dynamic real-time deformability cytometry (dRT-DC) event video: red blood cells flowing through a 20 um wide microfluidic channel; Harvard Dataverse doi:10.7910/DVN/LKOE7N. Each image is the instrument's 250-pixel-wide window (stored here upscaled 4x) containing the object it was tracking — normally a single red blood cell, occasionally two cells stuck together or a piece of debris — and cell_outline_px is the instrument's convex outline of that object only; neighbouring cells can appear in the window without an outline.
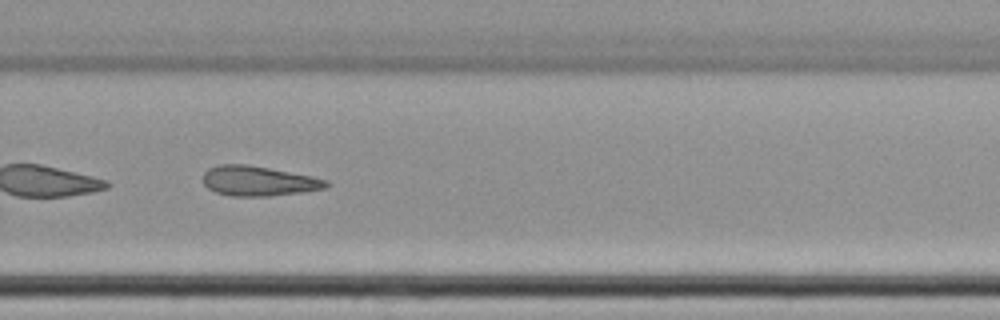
{"species": "common noctule bat (a hibernating species)", "species_latin": "Nyctalus noctula", "temperature_condition": "cold", "stored_images_in_passage": 62, "camera_frame_rate_fps": 3000, "um_per_image_px": 0.085, "animal": {"sex": "female", "body_mass_g": 22.7, "forearm_length_mm": 54.2}, "frame": {"image": 1, "passage_image": 45, "time_ms": 14.667, "image_size_px": [1000, 320], "cell_outline_px": [[332, 184], [324, 188], [304, 192], [268, 196], [232, 196], [216, 192], [208, 188], [204, 184], [204, 172], [208, 168], [216, 164], [244, 164], [268, 168], [312, 176], [328, 180]], "centroid_in_image_um": [21.98, 15.38], "position_along_channel_um": 307.8, "area_um2": 21.44}}